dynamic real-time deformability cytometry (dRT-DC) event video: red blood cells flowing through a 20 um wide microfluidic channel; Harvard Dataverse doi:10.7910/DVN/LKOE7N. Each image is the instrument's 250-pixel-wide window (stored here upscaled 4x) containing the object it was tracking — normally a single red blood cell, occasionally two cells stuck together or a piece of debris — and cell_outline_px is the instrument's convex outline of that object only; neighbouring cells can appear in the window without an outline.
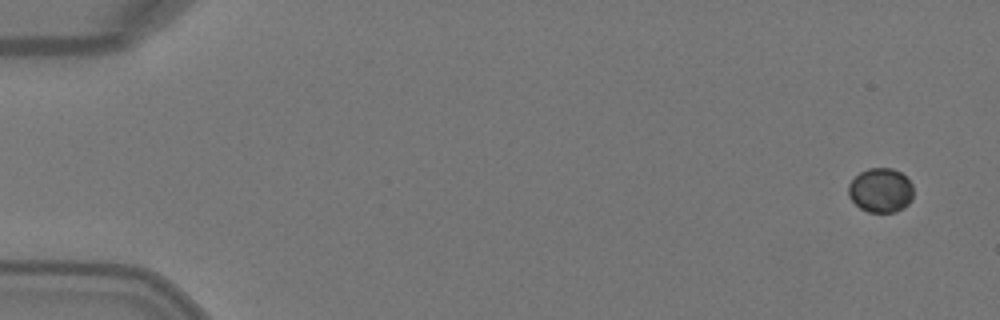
{"species": "Egyptian fruit bat (a non-hibernating species)", "species_latin": "Rousettus aegyptiacus", "temperature_condition": "warm", "stored_images_in_passage": 7, "camera_frame_rate_fps": 3000, "um_per_image_px": 0.085, "animal": {"sex": "female"}, "frame": {"image": 1, "passage_image": 1, "time_ms": 0.0, "image_size_px": [1000, 320], "cell_outline_px": [[912, 200], [904, 208], [896, 212], [868, 212], [860, 208], [848, 196], [848, 184], [860, 172], [868, 168], [892, 168], [900, 172], [912, 184]], "centroid_in_image_um": [74.85, 16.18], "position_along_channel_um": 10.2, "area_um2": 16.82}}
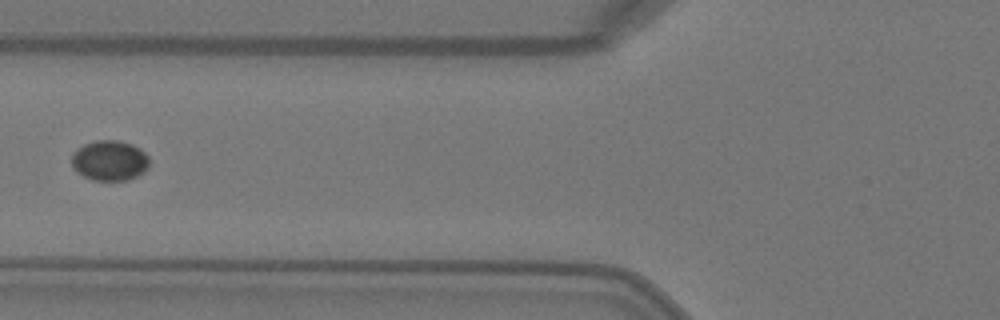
{"frame": {"image": 2, "passage_image": 6, "time_ms": 1.667, "image_size_px": [1000, 320], "cell_outline_px": [[148, 168], [144, 172], [128, 180], [92, 180], [84, 176], [72, 168], [72, 152], [76, 148], [84, 144], [96, 140], [116, 140], [132, 144], [140, 148], [148, 156]], "centroid_in_image_um": [9.3, 13.64], "position_along_channel_um": 116.5, "area_um2": 18.32}}
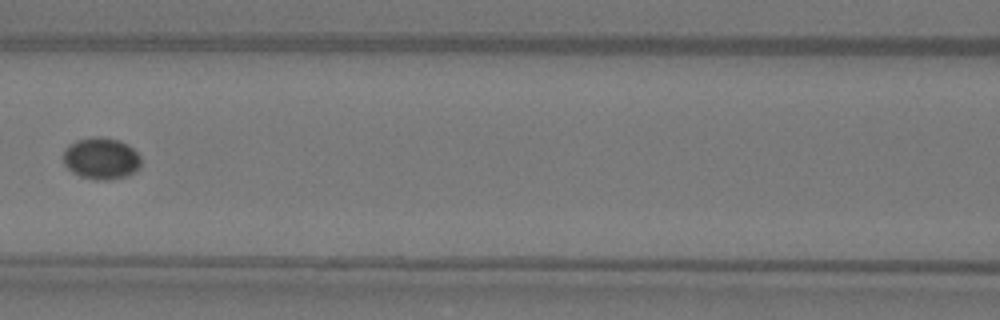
{"frame": {"image": 3, "passage_image": 7, "time_ms": 2.0, "image_size_px": [1000, 320], "cell_outline_px": [[140, 164], [136, 172], [124, 176], [108, 180], [96, 180], [80, 176], [72, 172], [64, 164], [64, 148], [68, 144], [76, 140], [96, 136], [120, 140], [128, 144], [140, 156]], "centroid_in_image_um": [8.59, 13.46], "position_along_channel_um": 158.0, "area_um2": 18.96}}